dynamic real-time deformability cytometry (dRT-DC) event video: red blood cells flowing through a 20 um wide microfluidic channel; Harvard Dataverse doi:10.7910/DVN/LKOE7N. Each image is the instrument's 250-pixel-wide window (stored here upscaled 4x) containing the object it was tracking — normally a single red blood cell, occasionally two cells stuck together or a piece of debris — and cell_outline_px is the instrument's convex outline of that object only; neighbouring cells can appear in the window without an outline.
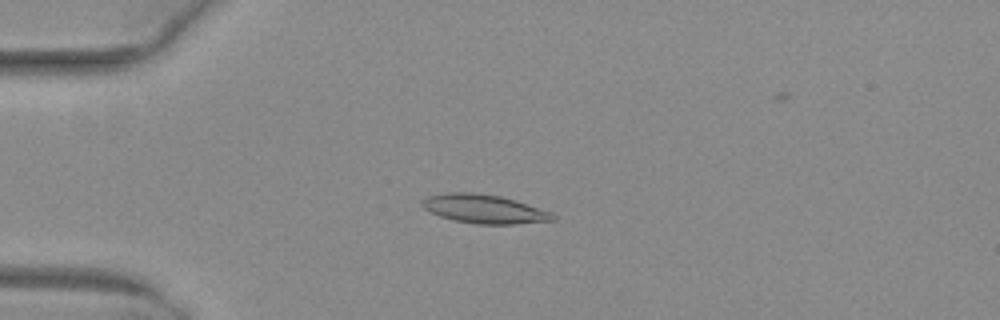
{"species": "common noctule bat (a hibernating species)", "species_latin": "Nyctalus noctula", "temperature_condition": "warm", "stored_images_in_passage": 52, "camera_frame_rate_fps": 3000, "um_per_image_px": 0.085, "animal": {"sex": "female", "body_mass_g": 29.2, "forearm_length_mm": 56.3}, "frame": {"image": 1, "passage_image": 14, "time_ms": 4.333, "image_size_px": [1000, 320], "cell_outline_px": [[556, 220], [516, 224], [476, 224], [452, 220], [440, 216], [424, 208], [420, 204], [420, 200], [428, 196], [448, 192], [472, 192], [500, 196], [516, 200], [552, 212], [556, 216]], "centroid_in_image_um": [41.16, 17.76], "position_along_channel_um": 43.8, "area_um2": 22.08}}
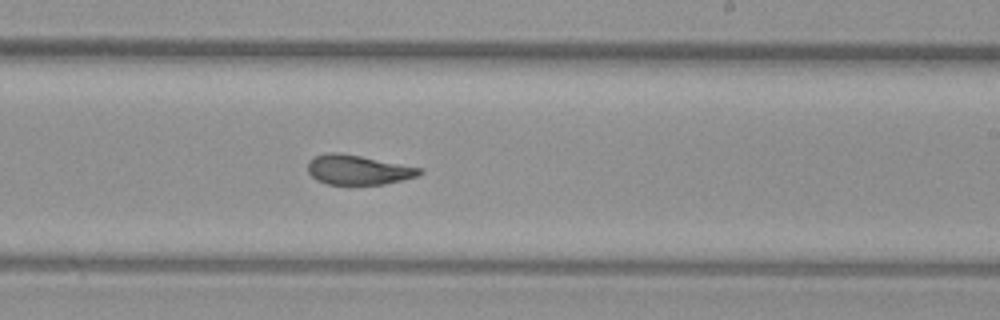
{"frame": {"image": 2, "passage_image": 32, "time_ms": 10.333, "image_size_px": [1000, 320], "cell_outline_px": [[424, 172], [416, 176], [404, 180], [384, 184], [328, 184], [316, 180], [308, 172], [308, 160], [316, 156], [328, 152], [340, 152], [424, 168]], "centroid_in_image_um": [30.46, 14.43], "position_along_channel_um": 258.5, "area_um2": 19.42}}
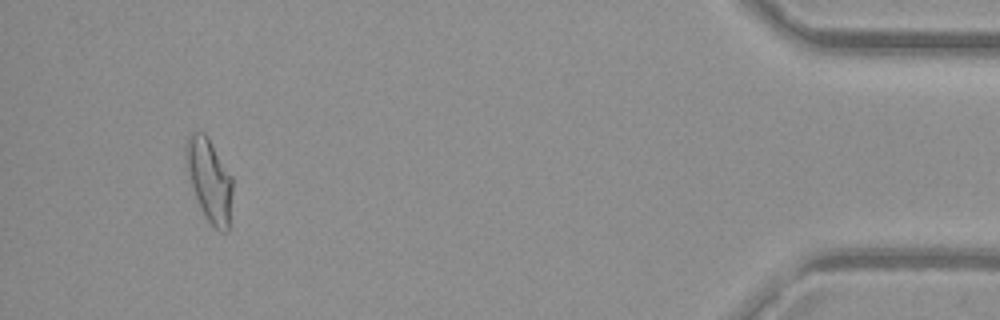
{"frame": {"image": 3, "passage_image": 49, "time_ms": 16.0, "image_size_px": [1000, 320], "cell_outline_px": [[232, 192], [228, 232], [220, 232], [208, 220], [200, 208], [184, 160], [184, 148], [188, 136], [192, 132], [204, 132], [208, 136], [232, 176]], "centroid_in_image_um": [17.79, 15.26], "position_along_channel_um": 417.4, "area_um2": 22.43}}